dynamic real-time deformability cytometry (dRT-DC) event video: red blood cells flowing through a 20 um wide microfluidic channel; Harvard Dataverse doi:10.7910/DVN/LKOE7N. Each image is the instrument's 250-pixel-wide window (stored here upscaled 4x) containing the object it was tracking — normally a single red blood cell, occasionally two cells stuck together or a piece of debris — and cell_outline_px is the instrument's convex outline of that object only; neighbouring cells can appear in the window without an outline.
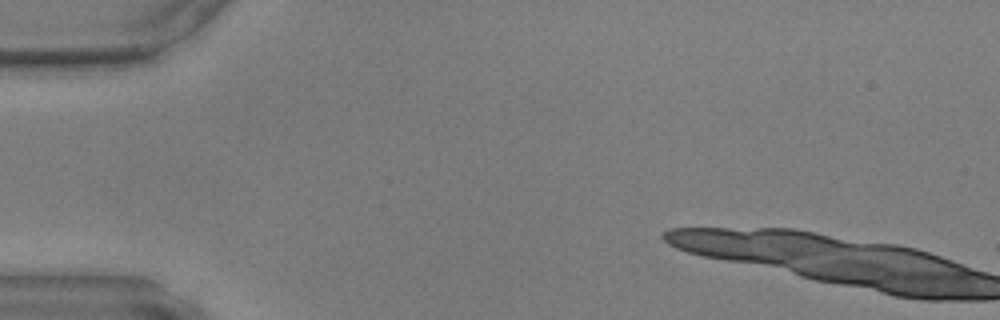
{"species": "common noctule bat (a hibernating species)", "species_latin": "Nyctalus noctula", "temperature_condition": "warm", "stored_images_in_passage": 3, "camera_frame_rate_fps": 3000, "um_per_image_px": 0.085, "animal": {"sex": "male", "body_mass_g": 17.9, "forearm_length_mm": 54.2}, "frame": {"image": 1, "passage_image": 2, "time_ms": 0.333, "image_size_px": [1000, 320], "cell_outline_px": [[780, 260], [748, 260], [712, 256], [696, 252], [684, 248], [668, 240], [668, 236], [684, 228], [716, 228], [736, 232], [748, 236]], "centroid_in_image_um": [61.26, 20.73], "position_along_channel_um": 23.7, "area_um2": 16.07}}